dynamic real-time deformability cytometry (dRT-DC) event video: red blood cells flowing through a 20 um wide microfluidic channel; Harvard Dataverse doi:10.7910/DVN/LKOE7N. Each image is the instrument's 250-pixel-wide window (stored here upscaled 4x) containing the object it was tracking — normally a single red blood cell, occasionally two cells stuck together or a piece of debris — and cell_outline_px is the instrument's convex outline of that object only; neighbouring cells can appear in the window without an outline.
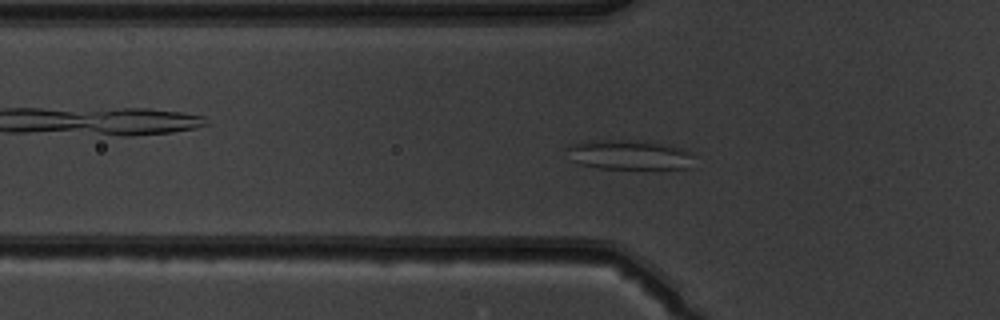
{"species": "common noctule bat (a hibernating species)", "species_latin": "Nyctalus noctula", "temperature_condition": "warm", "stored_images_in_passage": 52, "camera_frame_rate_fps": 3000, "um_per_image_px": 0.085, "animal": {"sex": "male", "body_mass_g": 19.5, "forearm_length_mm": 54.6}, "frame": {"image": 1, "passage_image": 17, "time_ms": 5.333, "image_size_px": [1000, 320], "cell_outline_px": [[692, 168], [600, 168], [580, 164], [572, 160], [564, 148], [568, 144], [596, 140], [624, 140], [656, 144], [680, 148], [688, 152], [692, 156]], "centroid_in_image_um": [53.39, 13.17], "position_along_channel_um": 72.4, "area_um2": 21.39}}
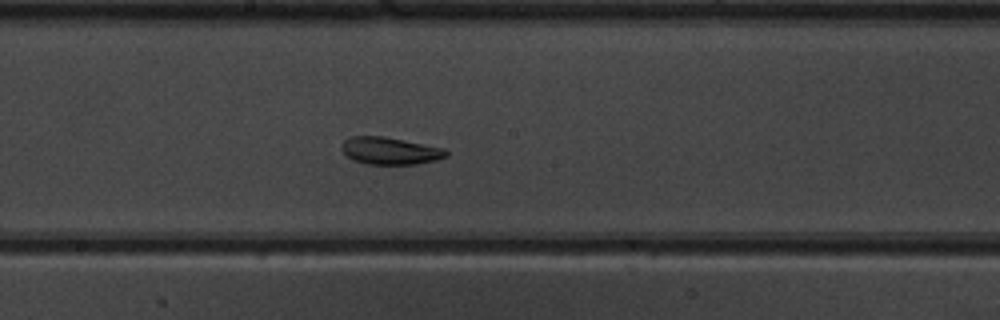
{"frame": {"image": 2, "passage_image": 28, "time_ms": 9.0, "image_size_px": [1000, 320], "cell_outline_px": [[448, 156], [436, 160], [416, 164], [364, 164], [348, 156], [340, 148], [340, 144], [344, 140], [352, 136], [384, 136], [444, 148], [448, 152]], "centroid_in_image_um": [33.15, 12.81], "position_along_channel_um": 215.0, "area_um2": 16.59}}
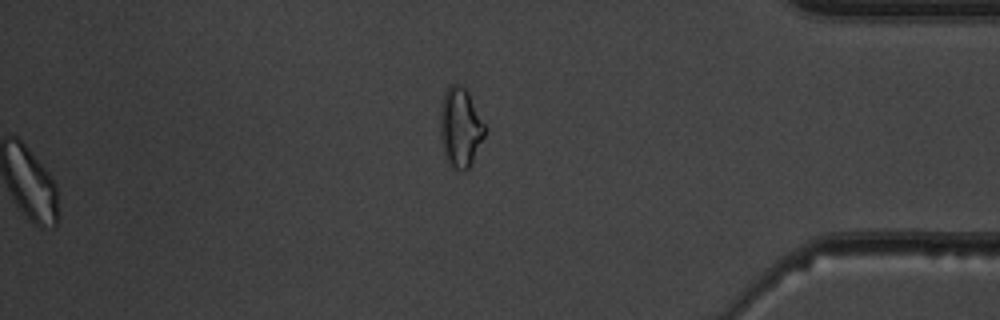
{"frame": {"image": 3, "passage_image": 52, "time_ms": 17.0, "image_size_px": [1000, 320], "cell_outline_px": [[484, 136], [468, 168], [464, 172], [452, 168], [444, 156], [440, 140], [440, 108], [444, 92], [448, 84], [460, 84], [468, 92], [484, 124]], "centroid_in_image_um": [39.08, 10.83], "position_along_channel_um": 396.1, "area_um2": 20.58}, "authors_computed_cell_mechanics": {"area_um2": 20.5768, "velocity_mm_per_s": 3.9104, "shape_relaxation_time_tau1_ms": 7.4648, "shape_relaxation_time_tau2_ms": 3.7406, "deformation_change_tau1": 0.148, "deformation_change_tau2": 0.1027}}